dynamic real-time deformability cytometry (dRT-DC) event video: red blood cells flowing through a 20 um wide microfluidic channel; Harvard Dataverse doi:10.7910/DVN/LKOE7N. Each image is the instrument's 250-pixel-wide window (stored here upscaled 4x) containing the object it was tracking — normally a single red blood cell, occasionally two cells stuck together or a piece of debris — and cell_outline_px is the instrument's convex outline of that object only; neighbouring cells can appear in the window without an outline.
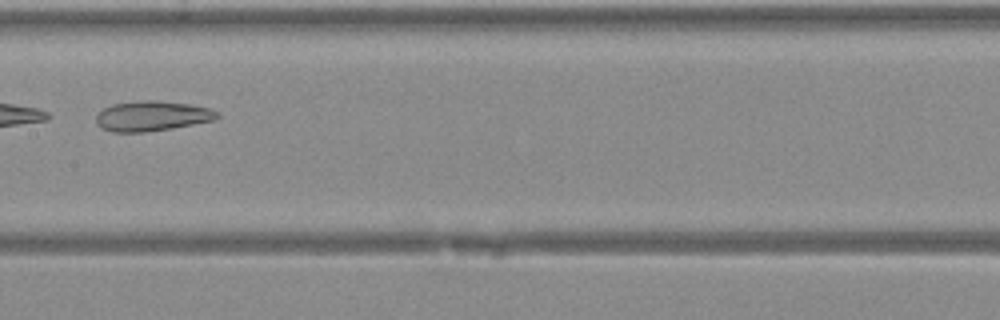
{"species": "Egyptian fruit bat (a non-hibernating species)", "species_latin": "Rousettus aegyptiacus", "temperature_condition": "warm", "stored_images_in_passage": 25, "camera_frame_rate_fps": 3000, "um_per_image_px": 0.085, "animal": {"sex": "female"}, "frame": {"image": 1, "passage_image": 11, "time_ms": 3.333, "image_size_px": [1000, 320], "cell_outline_px": [[220, 116], [216, 120], [172, 128], [144, 132], [112, 132], [100, 128], [96, 124], [96, 116], [104, 108], [112, 104], [140, 100], [156, 100], [188, 104], [212, 108], [220, 112]], "centroid_in_image_um": [12.95, 9.86], "position_along_channel_um": 194.5, "area_um2": 21.44}}